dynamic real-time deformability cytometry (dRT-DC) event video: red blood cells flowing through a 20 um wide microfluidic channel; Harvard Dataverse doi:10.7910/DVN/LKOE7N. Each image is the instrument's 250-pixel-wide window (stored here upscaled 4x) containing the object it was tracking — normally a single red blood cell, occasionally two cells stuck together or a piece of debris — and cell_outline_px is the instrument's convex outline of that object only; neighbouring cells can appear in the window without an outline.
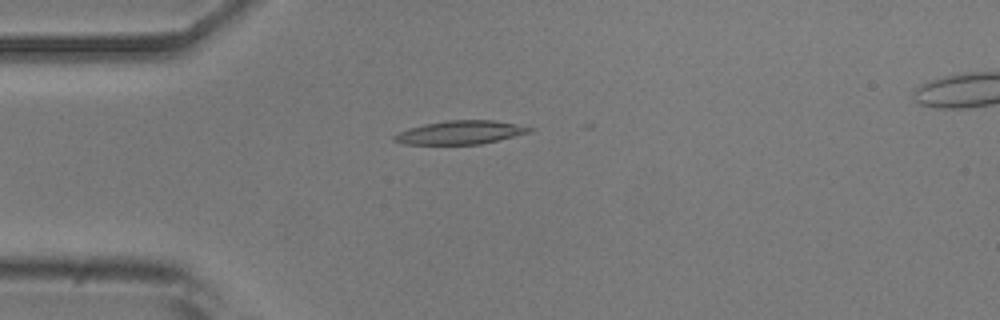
{"species": "common noctule bat (a hibernating species)", "species_latin": "Nyctalus noctula", "temperature_condition": "room temperature", "stored_images_in_passage": 7, "camera_frame_rate_fps": 3000, "um_per_image_px": 0.085, "animal": {"sex": "male", "body_mass_g": 20.5, "forearm_length_mm": 52.5}, "frame": {"image": 1, "passage_image": 1, "time_ms": 0.0, "image_size_px": [1000, 320], "cell_outline_px": [[536, 128], [532, 132], [500, 140], [480, 144], [404, 144], [392, 140], [392, 136], [408, 128], [424, 124], [448, 120], [492, 120], [516, 124]], "centroid_in_image_um": [39.16, 11.26], "position_along_channel_um": 45.8, "area_um2": 18.61}}
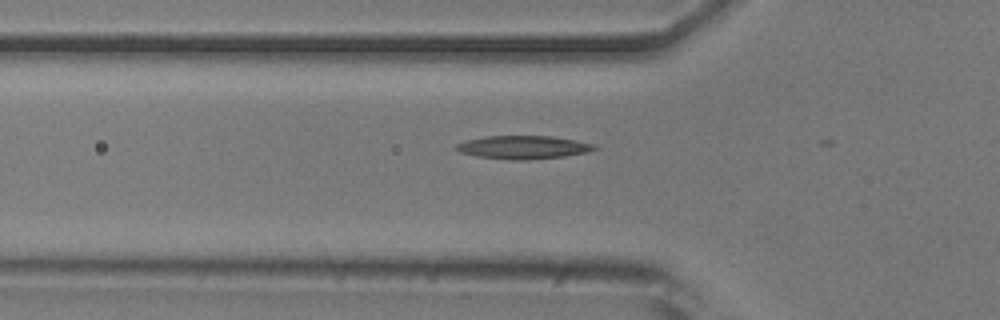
{"frame": {"image": 2, "passage_image": 5, "time_ms": 1.333, "image_size_px": [1000, 320], "cell_outline_px": [[600, 148], [588, 152], [564, 156], [524, 160], [508, 160], [476, 156], [460, 152], [456, 148], [456, 144], [464, 140], [484, 136], [552, 136], [576, 140], [596, 144]], "centroid_in_image_um": [44.5, 12.51], "position_along_channel_um": 81.3, "area_um2": 18.9}}